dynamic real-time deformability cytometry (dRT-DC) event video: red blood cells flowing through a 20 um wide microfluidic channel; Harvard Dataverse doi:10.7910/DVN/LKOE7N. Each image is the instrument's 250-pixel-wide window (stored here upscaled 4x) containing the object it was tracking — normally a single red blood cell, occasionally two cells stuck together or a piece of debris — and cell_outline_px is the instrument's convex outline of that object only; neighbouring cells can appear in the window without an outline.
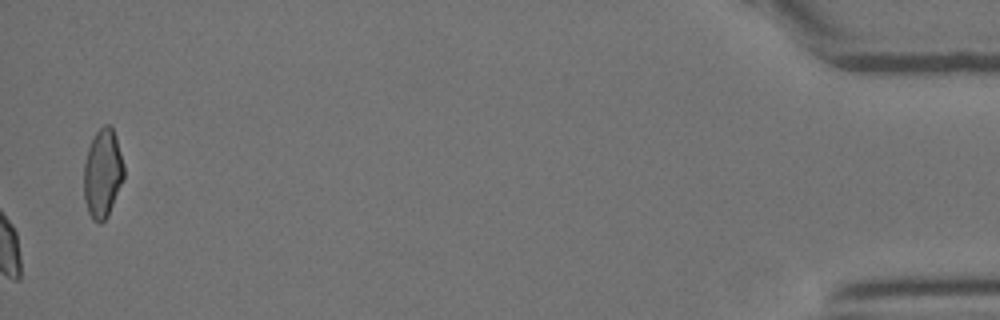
{"species": "Egyptian fruit bat (a non-hibernating species)", "species_latin": "Rousettus aegyptiacus", "temperature_condition": "room temperature", "stored_images_in_passage": 38, "camera_frame_rate_fps": 3000, "um_per_image_px": 0.085, "animal": {"sex": "female"}, "frame": {"image": 1, "passage_image": 38, "time_ms": 12.333, "image_size_px": [1000, 320], "cell_outline_px": [[124, 180], [108, 216], [100, 224], [92, 220], [88, 212], [84, 200], [84, 164], [88, 148], [96, 132], [104, 124], [108, 124], [112, 128], [116, 136], [124, 164]], "centroid_in_image_um": [8.73, 14.77], "position_along_channel_um": 426.5, "area_um2": 20.92}}